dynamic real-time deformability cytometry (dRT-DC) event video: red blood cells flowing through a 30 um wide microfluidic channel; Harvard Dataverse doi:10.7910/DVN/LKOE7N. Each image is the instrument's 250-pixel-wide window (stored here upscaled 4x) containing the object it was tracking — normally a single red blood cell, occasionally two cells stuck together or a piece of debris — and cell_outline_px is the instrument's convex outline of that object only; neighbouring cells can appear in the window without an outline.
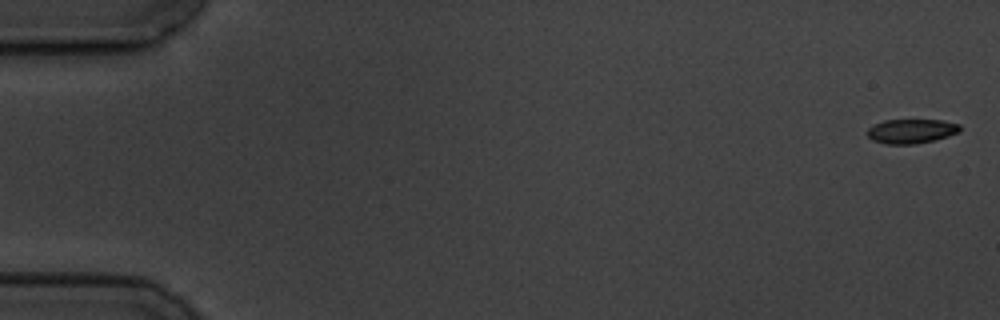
{"species": "common noctule bat (a hibernating species)", "species_latin": "Nyctalus noctula", "temperature_condition": "cold", "stored_images_in_passage": 5, "camera_frame_rate_fps": 3000, "um_per_image_px": 0.085, "animal": {"sex": "male", "body_mass_g": 19.5, "forearm_length_mm": 54.6}, "frame": {"image": 1, "passage_image": 1, "time_ms": 0.0, "image_size_px": [1000, 320], "cell_outline_px": [[960, 132], [936, 140], [916, 144], [888, 144], [872, 140], [868, 136], [868, 128], [872, 124], [884, 120], [940, 120], [960, 124]], "centroid_in_image_um": [77.46, 11.15], "position_along_channel_um": 7.5, "area_um2": 13.24}}